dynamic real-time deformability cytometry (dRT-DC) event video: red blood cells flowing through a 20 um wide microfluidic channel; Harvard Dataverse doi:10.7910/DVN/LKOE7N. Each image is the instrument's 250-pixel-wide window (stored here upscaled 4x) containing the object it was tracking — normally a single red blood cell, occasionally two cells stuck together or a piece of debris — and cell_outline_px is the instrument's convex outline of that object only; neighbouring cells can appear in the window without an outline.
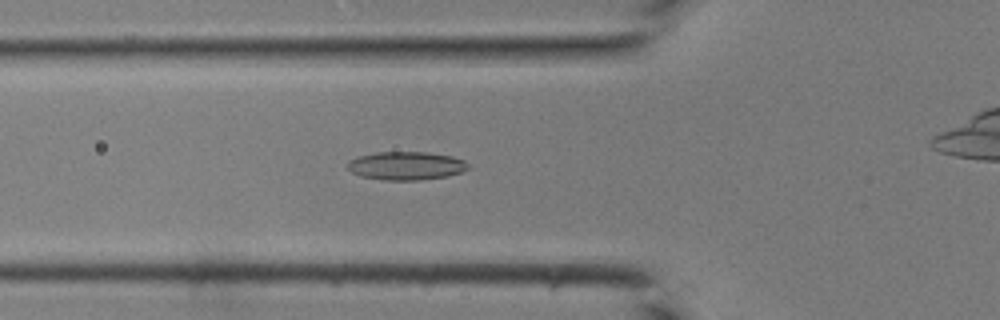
{"species": "common noctule bat (a hibernating species)", "species_latin": "Nyctalus noctula", "temperature_condition": "room temperature", "stored_images_in_passage": 35, "camera_frame_rate_fps": 3000, "um_per_image_px": 0.085, "animal": {"sex": "male", "body_mass_g": 19.0, "forearm_length_mm": 50.8}, "frame": {"image": 1, "passage_image": 7, "time_ms": 2.0, "image_size_px": [1000, 320], "cell_outline_px": [[468, 168], [460, 172], [448, 176], [420, 180], [380, 180], [360, 176], [352, 172], [348, 168], [348, 164], [352, 160], [360, 156], [376, 152], [428, 152], [452, 156], [464, 160], [468, 164]], "centroid_in_image_um": [34.54, 14.09], "position_along_channel_um": 91.3, "area_um2": 19.83}}
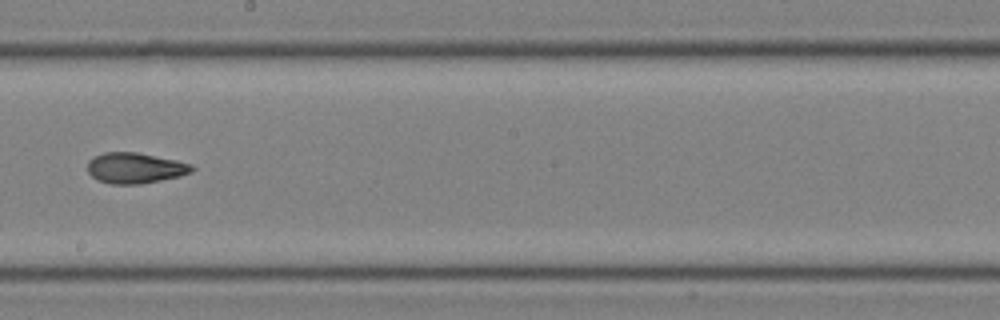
{"frame": {"image": 2, "passage_image": 16, "time_ms": 5.0, "image_size_px": [1000, 320], "cell_outline_px": [[196, 168], [192, 172], [180, 176], [140, 184], [112, 184], [100, 180], [92, 176], [88, 172], [88, 160], [104, 152], [136, 152], [176, 160], [192, 164]], "centroid_in_image_um": [11.51, 14.28], "position_along_channel_um": 236.7, "area_um2": 18.55}}
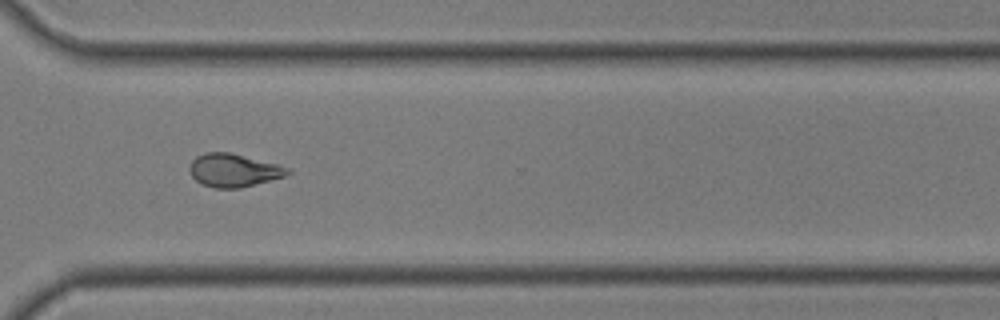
{"frame": {"image": 3, "passage_image": 23, "time_ms": 7.333, "image_size_px": [1000, 320], "cell_outline_px": [[292, 172], [284, 176], [240, 188], [216, 188], [204, 184], [196, 180], [192, 176], [188, 168], [192, 160], [196, 156], [204, 152], [228, 152], [276, 164], [288, 168]], "centroid_in_image_um": [19.82, 14.47], "position_along_channel_um": 350.8, "area_um2": 18.61}}